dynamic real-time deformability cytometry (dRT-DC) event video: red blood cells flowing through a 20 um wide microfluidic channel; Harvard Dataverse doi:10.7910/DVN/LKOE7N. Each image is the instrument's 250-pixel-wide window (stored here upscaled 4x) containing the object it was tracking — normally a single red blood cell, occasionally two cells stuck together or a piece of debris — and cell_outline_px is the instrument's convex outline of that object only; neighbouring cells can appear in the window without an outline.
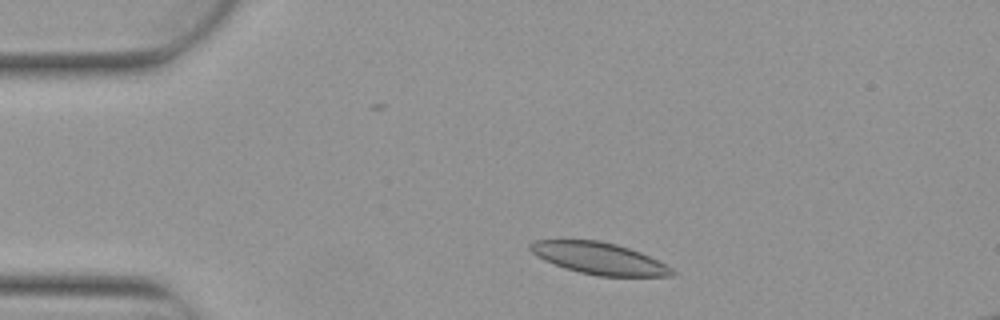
{"species": "Egyptian fruit bat (a non-hibernating species)", "species_latin": "Rousettus aegyptiacus", "temperature_condition": "warm", "stored_images_in_passage": 3, "camera_frame_rate_fps": 3000, "um_per_image_px": 0.085, "animal": {"sex": "female"}, "frame": {"image": 1, "passage_image": 3, "time_ms": 0.667, "image_size_px": [1000, 320], "cell_outline_px": [[676, 272], [672, 276], [596, 276], [564, 268], [544, 260], [536, 256], [528, 248], [528, 244], [532, 240], [600, 240], [616, 244], [640, 252], [672, 268]], "centroid_in_image_um": [50.88, 21.96], "position_along_channel_um": 34.1, "area_um2": 26.18}}